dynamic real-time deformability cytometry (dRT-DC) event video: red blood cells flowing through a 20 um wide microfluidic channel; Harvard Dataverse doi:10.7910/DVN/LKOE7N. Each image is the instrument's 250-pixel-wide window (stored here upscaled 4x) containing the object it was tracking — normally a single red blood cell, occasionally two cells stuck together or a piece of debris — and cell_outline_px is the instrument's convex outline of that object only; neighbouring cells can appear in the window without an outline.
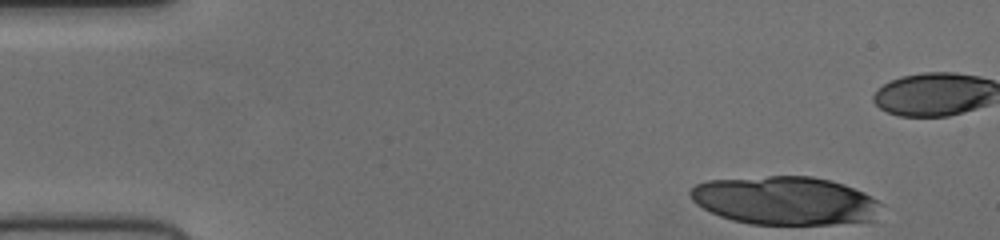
{"species": "human", "species_latin": "Homo sapiens", "temperature_condition": "cold", "stored_images_in_passage": 19, "camera_frame_rate_fps": 3000, "um_per_image_px": 0.085, "donor": {"sex": "female"}, "frame": {"image": 1, "passage_image": 1, "time_ms": 0.0, "image_size_px": [1000, 240], "cell_outline_px": [[880, 204], [872, 220], [832, 224], [752, 224], [732, 220], [720, 216], [696, 204], [692, 200], [688, 192], [696, 184], [708, 180], [768, 176], [812, 176], [832, 180], [844, 184], [864, 192], [876, 200]], "centroid_in_image_um": [66.69, 17.04], "position_along_channel_um": 18.3, "area_um2": 53.52}}